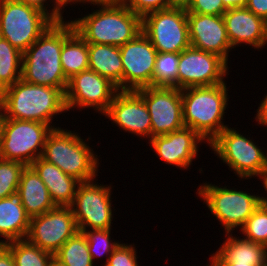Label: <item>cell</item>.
I'll list each match as a JSON object with an SVG mask.
<instances>
[{
  "instance_id": "obj_11",
  "label": "cell",
  "mask_w": 267,
  "mask_h": 266,
  "mask_svg": "<svg viewBox=\"0 0 267 266\" xmlns=\"http://www.w3.org/2000/svg\"><path fill=\"white\" fill-rule=\"evenodd\" d=\"M111 189V185H99L94 179L80 182L69 206L78 231L111 229L114 218Z\"/></svg>"
},
{
  "instance_id": "obj_5",
  "label": "cell",
  "mask_w": 267,
  "mask_h": 266,
  "mask_svg": "<svg viewBox=\"0 0 267 266\" xmlns=\"http://www.w3.org/2000/svg\"><path fill=\"white\" fill-rule=\"evenodd\" d=\"M86 142L79 133L57 126L49 133L41 158L80 182L91 181L98 176L100 163Z\"/></svg>"
},
{
  "instance_id": "obj_28",
  "label": "cell",
  "mask_w": 267,
  "mask_h": 266,
  "mask_svg": "<svg viewBox=\"0 0 267 266\" xmlns=\"http://www.w3.org/2000/svg\"><path fill=\"white\" fill-rule=\"evenodd\" d=\"M22 57L6 39H0V92L21 79Z\"/></svg>"
},
{
  "instance_id": "obj_4",
  "label": "cell",
  "mask_w": 267,
  "mask_h": 266,
  "mask_svg": "<svg viewBox=\"0 0 267 266\" xmlns=\"http://www.w3.org/2000/svg\"><path fill=\"white\" fill-rule=\"evenodd\" d=\"M227 83L181 89L183 122L209 144L227 126L223 116L228 106Z\"/></svg>"
},
{
  "instance_id": "obj_44",
  "label": "cell",
  "mask_w": 267,
  "mask_h": 266,
  "mask_svg": "<svg viewBox=\"0 0 267 266\" xmlns=\"http://www.w3.org/2000/svg\"><path fill=\"white\" fill-rule=\"evenodd\" d=\"M212 266H264V265H250V264H233V263H211Z\"/></svg>"
},
{
  "instance_id": "obj_21",
  "label": "cell",
  "mask_w": 267,
  "mask_h": 266,
  "mask_svg": "<svg viewBox=\"0 0 267 266\" xmlns=\"http://www.w3.org/2000/svg\"><path fill=\"white\" fill-rule=\"evenodd\" d=\"M225 233L227 237L215 253L209 258L210 263H233L266 265L267 247L246 238Z\"/></svg>"
},
{
  "instance_id": "obj_30",
  "label": "cell",
  "mask_w": 267,
  "mask_h": 266,
  "mask_svg": "<svg viewBox=\"0 0 267 266\" xmlns=\"http://www.w3.org/2000/svg\"><path fill=\"white\" fill-rule=\"evenodd\" d=\"M180 53L158 52L156 56L153 87H176Z\"/></svg>"
},
{
  "instance_id": "obj_38",
  "label": "cell",
  "mask_w": 267,
  "mask_h": 266,
  "mask_svg": "<svg viewBox=\"0 0 267 266\" xmlns=\"http://www.w3.org/2000/svg\"><path fill=\"white\" fill-rule=\"evenodd\" d=\"M246 8L267 22V0H248Z\"/></svg>"
},
{
  "instance_id": "obj_29",
  "label": "cell",
  "mask_w": 267,
  "mask_h": 266,
  "mask_svg": "<svg viewBox=\"0 0 267 266\" xmlns=\"http://www.w3.org/2000/svg\"><path fill=\"white\" fill-rule=\"evenodd\" d=\"M15 261V266H49L54 255L38 246L29 243L26 239L11 241L4 244Z\"/></svg>"
},
{
  "instance_id": "obj_16",
  "label": "cell",
  "mask_w": 267,
  "mask_h": 266,
  "mask_svg": "<svg viewBox=\"0 0 267 266\" xmlns=\"http://www.w3.org/2000/svg\"><path fill=\"white\" fill-rule=\"evenodd\" d=\"M123 65V90L153 87V73L157 50L148 37L139 33L134 39L120 46Z\"/></svg>"
},
{
  "instance_id": "obj_43",
  "label": "cell",
  "mask_w": 267,
  "mask_h": 266,
  "mask_svg": "<svg viewBox=\"0 0 267 266\" xmlns=\"http://www.w3.org/2000/svg\"><path fill=\"white\" fill-rule=\"evenodd\" d=\"M59 2L62 4V6L65 8L66 6H67V4H70V5H72V4H80V3H85V4H87V3H89V0H59ZM72 3V4H71Z\"/></svg>"
},
{
  "instance_id": "obj_3",
  "label": "cell",
  "mask_w": 267,
  "mask_h": 266,
  "mask_svg": "<svg viewBox=\"0 0 267 266\" xmlns=\"http://www.w3.org/2000/svg\"><path fill=\"white\" fill-rule=\"evenodd\" d=\"M98 10L69 20L87 42L122 46L142 32V17L121 3H93Z\"/></svg>"
},
{
  "instance_id": "obj_8",
  "label": "cell",
  "mask_w": 267,
  "mask_h": 266,
  "mask_svg": "<svg viewBox=\"0 0 267 266\" xmlns=\"http://www.w3.org/2000/svg\"><path fill=\"white\" fill-rule=\"evenodd\" d=\"M210 212L221 223L224 233H230L235 228H242L247 219L262 203L261 195L243 190L219 187L212 183H203L196 192Z\"/></svg>"
},
{
  "instance_id": "obj_34",
  "label": "cell",
  "mask_w": 267,
  "mask_h": 266,
  "mask_svg": "<svg viewBox=\"0 0 267 266\" xmlns=\"http://www.w3.org/2000/svg\"><path fill=\"white\" fill-rule=\"evenodd\" d=\"M134 246V243L133 245L119 243L104 266H139L136 255L137 248Z\"/></svg>"
},
{
  "instance_id": "obj_19",
  "label": "cell",
  "mask_w": 267,
  "mask_h": 266,
  "mask_svg": "<svg viewBox=\"0 0 267 266\" xmlns=\"http://www.w3.org/2000/svg\"><path fill=\"white\" fill-rule=\"evenodd\" d=\"M196 131L183 127L166 135L156 136L149 140L152 150L166 164L183 170L189 169L198 154L201 142L206 143Z\"/></svg>"
},
{
  "instance_id": "obj_20",
  "label": "cell",
  "mask_w": 267,
  "mask_h": 266,
  "mask_svg": "<svg viewBox=\"0 0 267 266\" xmlns=\"http://www.w3.org/2000/svg\"><path fill=\"white\" fill-rule=\"evenodd\" d=\"M231 47L249 44L259 50L267 45V22L246 7L228 9L222 15Z\"/></svg>"
},
{
  "instance_id": "obj_31",
  "label": "cell",
  "mask_w": 267,
  "mask_h": 266,
  "mask_svg": "<svg viewBox=\"0 0 267 266\" xmlns=\"http://www.w3.org/2000/svg\"><path fill=\"white\" fill-rule=\"evenodd\" d=\"M239 231L244 238L267 247V207L261 203Z\"/></svg>"
},
{
  "instance_id": "obj_15",
  "label": "cell",
  "mask_w": 267,
  "mask_h": 266,
  "mask_svg": "<svg viewBox=\"0 0 267 266\" xmlns=\"http://www.w3.org/2000/svg\"><path fill=\"white\" fill-rule=\"evenodd\" d=\"M118 91L107 78L91 69L75 74L69 79L65 92L67 111L73 108H92L104 115Z\"/></svg>"
},
{
  "instance_id": "obj_35",
  "label": "cell",
  "mask_w": 267,
  "mask_h": 266,
  "mask_svg": "<svg viewBox=\"0 0 267 266\" xmlns=\"http://www.w3.org/2000/svg\"><path fill=\"white\" fill-rule=\"evenodd\" d=\"M187 13L220 16L227 10L222 0H190L185 6Z\"/></svg>"
},
{
  "instance_id": "obj_25",
  "label": "cell",
  "mask_w": 267,
  "mask_h": 266,
  "mask_svg": "<svg viewBox=\"0 0 267 266\" xmlns=\"http://www.w3.org/2000/svg\"><path fill=\"white\" fill-rule=\"evenodd\" d=\"M89 69L107 78L118 90H123V65L120 47L88 43Z\"/></svg>"
},
{
  "instance_id": "obj_18",
  "label": "cell",
  "mask_w": 267,
  "mask_h": 266,
  "mask_svg": "<svg viewBox=\"0 0 267 266\" xmlns=\"http://www.w3.org/2000/svg\"><path fill=\"white\" fill-rule=\"evenodd\" d=\"M191 47L219 55L228 63L232 51L223 16L187 13Z\"/></svg>"
},
{
  "instance_id": "obj_46",
  "label": "cell",
  "mask_w": 267,
  "mask_h": 266,
  "mask_svg": "<svg viewBox=\"0 0 267 266\" xmlns=\"http://www.w3.org/2000/svg\"><path fill=\"white\" fill-rule=\"evenodd\" d=\"M123 0H89V4L93 3H121Z\"/></svg>"
},
{
  "instance_id": "obj_32",
  "label": "cell",
  "mask_w": 267,
  "mask_h": 266,
  "mask_svg": "<svg viewBox=\"0 0 267 266\" xmlns=\"http://www.w3.org/2000/svg\"><path fill=\"white\" fill-rule=\"evenodd\" d=\"M87 238L89 252L94 262L95 258L106 255L107 259L119 245V241L111 240V229L85 230L83 232Z\"/></svg>"
},
{
  "instance_id": "obj_10",
  "label": "cell",
  "mask_w": 267,
  "mask_h": 266,
  "mask_svg": "<svg viewBox=\"0 0 267 266\" xmlns=\"http://www.w3.org/2000/svg\"><path fill=\"white\" fill-rule=\"evenodd\" d=\"M142 32L157 52L180 53L189 48V31L185 7L172 6L142 17Z\"/></svg>"
},
{
  "instance_id": "obj_23",
  "label": "cell",
  "mask_w": 267,
  "mask_h": 266,
  "mask_svg": "<svg viewBox=\"0 0 267 266\" xmlns=\"http://www.w3.org/2000/svg\"><path fill=\"white\" fill-rule=\"evenodd\" d=\"M17 192L20 194L21 203L30 218L42 215L56 207L46 185L31 166H26L22 171Z\"/></svg>"
},
{
  "instance_id": "obj_27",
  "label": "cell",
  "mask_w": 267,
  "mask_h": 266,
  "mask_svg": "<svg viewBox=\"0 0 267 266\" xmlns=\"http://www.w3.org/2000/svg\"><path fill=\"white\" fill-rule=\"evenodd\" d=\"M54 259L64 266H94L85 234L76 232L54 254Z\"/></svg>"
},
{
  "instance_id": "obj_24",
  "label": "cell",
  "mask_w": 267,
  "mask_h": 266,
  "mask_svg": "<svg viewBox=\"0 0 267 266\" xmlns=\"http://www.w3.org/2000/svg\"><path fill=\"white\" fill-rule=\"evenodd\" d=\"M30 217L26 214L18 192L0 199V244L23 240L29 230Z\"/></svg>"
},
{
  "instance_id": "obj_39",
  "label": "cell",
  "mask_w": 267,
  "mask_h": 266,
  "mask_svg": "<svg viewBox=\"0 0 267 266\" xmlns=\"http://www.w3.org/2000/svg\"><path fill=\"white\" fill-rule=\"evenodd\" d=\"M259 107L257 109V114L254 119L255 121L260 124V126L267 127V94L265 95L264 99L260 101Z\"/></svg>"
},
{
  "instance_id": "obj_17",
  "label": "cell",
  "mask_w": 267,
  "mask_h": 266,
  "mask_svg": "<svg viewBox=\"0 0 267 266\" xmlns=\"http://www.w3.org/2000/svg\"><path fill=\"white\" fill-rule=\"evenodd\" d=\"M104 116L124 132L151 139V117L142 96L135 90H118Z\"/></svg>"
},
{
  "instance_id": "obj_42",
  "label": "cell",
  "mask_w": 267,
  "mask_h": 266,
  "mask_svg": "<svg viewBox=\"0 0 267 266\" xmlns=\"http://www.w3.org/2000/svg\"><path fill=\"white\" fill-rule=\"evenodd\" d=\"M259 180L263 181V182H261V183H263L262 186L265 189V191L267 192V173H265ZM261 200H262V204L267 207V197L262 196Z\"/></svg>"
},
{
  "instance_id": "obj_48",
  "label": "cell",
  "mask_w": 267,
  "mask_h": 266,
  "mask_svg": "<svg viewBox=\"0 0 267 266\" xmlns=\"http://www.w3.org/2000/svg\"><path fill=\"white\" fill-rule=\"evenodd\" d=\"M2 120H3V113H2V109L0 107V132H1V124H2Z\"/></svg>"
},
{
  "instance_id": "obj_7",
  "label": "cell",
  "mask_w": 267,
  "mask_h": 266,
  "mask_svg": "<svg viewBox=\"0 0 267 266\" xmlns=\"http://www.w3.org/2000/svg\"><path fill=\"white\" fill-rule=\"evenodd\" d=\"M208 145L239 179H260L267 172V151L234 128L227 126Z\"/></svg>"
},
{
  "instance_id": "obj_13",
  "label": "cell",
  "mask_w": 267,
  "mask_h": 266,
  "mask_svg": "<svg viewBox=\"0 0 267 266\" xmlns=\"http://www.w3.org/2000/svg\"><path fill=\"white\" fill-rule=\"evenodd\" d=\"M136 91L142 96L151 117V138L185 127L181 89L150 86Z\"/></svg>"
},
{
  "instance_id": "obj_1",
  "label": "cell",
  "mask_w": 267,
  "mask_h": 266,
  "mask_svg": "<svg viewBox=\"0 0 267 266\" xmlns=\"http://www.w3.org/2000/svg\"><path fill=\"white\" fill-rule=\"evenodd\" d=\"M75 32L71 22L57 20L24 53L21 79L28 83L67 88L69 80L62 70L63 43Z\"/></svg>"
},
{
  "instance_id": "obj_2",
  "label": "cell",
  "mask_w": 267,
  "mask_h": 266,
  "mask_svg": "<svg viewBox=\"0 0 267 266\" xmlns=\"http://www.w3.org/2000/svg\"><path fill=\"white\" fill-rule=\"evenodd\" d=\"M66 89L36 85L19 79L0 92L3 117L37 121L57 128L51 124L53 117L67 112Z\"/></svg>"
},
{
  "instance_id": "obj_45",
  "label": "cell",
  "mask_w": 267,
  "mask_h": 266,
  "mask_svg": "<svg viewBox=\"0 0 267 266\" xmlns=\"http://www.w3.org/2000/svg\"><path fill=\"white\" fill-rule=\"evenodd\" d=\"M190 0H169L173 6L185 7Z\"/></svg>"
},
{
  "instance_id": "obj_37",
  "label": "cell",
  "mask_w": 267,
  "mask_h": 266,
  "mask_svg": "<svg viewBox=\"0 0 267 266\" xmlns=\"http://www.w3.org/2000/svg\"><path fill=\"white\" fill-rule=\"evenodd\" d=\"M19 1H23L25 3H30L33 5H36L42 9H44L45 11H49L48 8L50 7V4H52L53 8L50 9L49 13L56 19V20H63V9L64 7L62 6V4L59 2V0H19ZM51 1V2H50ZM48 2H50V4H47ZM45 4V5H44ZM47 4V5H46ZM49 5V6H48ZM48 6V7H46Z\"/></svg>"
},
{
  "instance_id": "obj_9",
  "label": "cell",
  "mask_w": 267,
  "mask_h": 266,
  "mask_svg": "<svg viewBox=\"0 0 267 266\" xmlns=\"http://www.w3.org/2000/svg\"><path fill=\"white\" fill-rule=\"evenodd\" d=\"M53 128L45 123L3 117L0 132V158L30 166L42 156Z\"/></svg>"
},
{
  "instance_id": "obj_14",
  "label": "cell",
  "mask_w": 267,
  "mask_h": 266,
  "mask_svg": "<svg viewBox=\"0 0 267 266\" xmlns=\"http://www.w3.org/2000/svg\"><path fill=\"white\" fill-rule=\"evenodd\" d=\"M78 227L70 207L56 206L30 218L26 240L53 255L71 238Z\"/></svg>"
},
{
  "instance_id": "obj_22",
  "label": "cell",
  "mask_w": 267,
  "mask_h": 266,
  "mask_svg": "<svg viewBox=\"0 0 267 266\" xmlns=\"http://www.w3.org/2000/svg\"><path fill=\"white\" fill-rule=\"evenodd\" d=\"M46 185L55 206L69 207L80 181L39 157L30 165Z\"/></svg>"
},
{
  "instance_id": "obj_40",
  "label": "cell",
  "mask_w": 267,
  "mask_h": 266,
  "mask_svg": "<svg viewBox=\"0 0 267 266\" xmlns=\"http://www.w3.org/2000/svg\"><path fill=\"white\" fill-rule=\"evenodd\" d=\"M0 266H15L11 251L4 244H0Z\"/></svg>"
},
{
  "instance_id": "obj_47",
  "label": "cell",
  "mask_w": 267,
  "mask_h": 266,
  "mask_svg": "<svg viewBox=\"0 0 267 266\" xmlns=\"http://www.w3.org/2000/svg\"><path fill=\"white\" fill-rule=\"evenodd\" d=\"M49 266H64L61 263H59L57 260L53 258V260L50 262Z\"/></svg>"
},
{
  "instance_id": "obj_26",
  "label": "cell",
  "mask_w": 267,
  "mask_h": 266,
  "mask_svg": "<svg viewBox=\"0 0 267 266\" xmlns=\"http://www.w3.org/2000/svg\"><path fill=\"white\" fill-rule=\"evenodd\" d=\"M88 43L75 31L64 43L60 61L65 77L69 80L75 74L89 69Z\"/></svg>"
},
{
  "instance_id": "obj_6",
  "label": "cell",
  "mask_w": 267,
  "mask_h": 266,
  "mask_svg": "<svg viewBox=\"0 0 267 266\" xmlns=\"http://www.w3.org/2000/svg\"><path fill=\"white\" fill-rule=\"evenodd\" d=\"M57 20L44 9L19 0H0V32L24 53Z\"/></svg>"
},
{
  "instance_id": "obj_12",
  "label": "cell",
  "mask_w": 267,
  "mask_h": 266,
  "mask_svg": "<svg viewBox=\"0 0 267 266\" xmlns=\"http://www.w3.org/2000/svg\"><path fill=\"white\" fill-rule=\"evenodd\" d=\"M228 70V63L219 55L190 46L180 52L177 88L214 86L225 83L224 78Z\"/></svg>"
},
{
  "instance_id": "obj_36",
  "label": "cell",
  "mask_w": 267,
  "mask_h": 266,
  "mask_svg": "<svg viewBox=\"0 0 267 266\" xmlns=\"http://www.w3.org/2000/svg\"><path fill=\"white\" fill-rule=\"evenodd\" d=\"M123 3L141 17L147 13L173 6L169 0H123Z\"/></svg>"
},
{
  "instance_id": "obj_41",
  "label": "cell",
  "mask_w": 267,
  "mask_h": 266,
  "mask_svg": "<svg viewBox=\"0 0 267 266\" xmlns=\"http://www.w3.org/2000/svg\"><path fill=\"white\" fill-rule=\"evenodd\" d=\"M224 7L228 9H234L238 7H246L248 0H222Z\"/></svg>"
},
{
  "instance_id": "obj_33",
  "label": "cell",
  "mask_w": 267,
  "mask_h": 266,
  "mask_svg": "<svg viewBox=\"0 0 267 266\" xmlns=\"http://www.w3.org/2000/svg\"><path fill=\"white\" fill-rule=\"evenodd\" d=\"M26 165L0 158V199L18 191L22 171Z\"/></svg>"
}]
</instances>
